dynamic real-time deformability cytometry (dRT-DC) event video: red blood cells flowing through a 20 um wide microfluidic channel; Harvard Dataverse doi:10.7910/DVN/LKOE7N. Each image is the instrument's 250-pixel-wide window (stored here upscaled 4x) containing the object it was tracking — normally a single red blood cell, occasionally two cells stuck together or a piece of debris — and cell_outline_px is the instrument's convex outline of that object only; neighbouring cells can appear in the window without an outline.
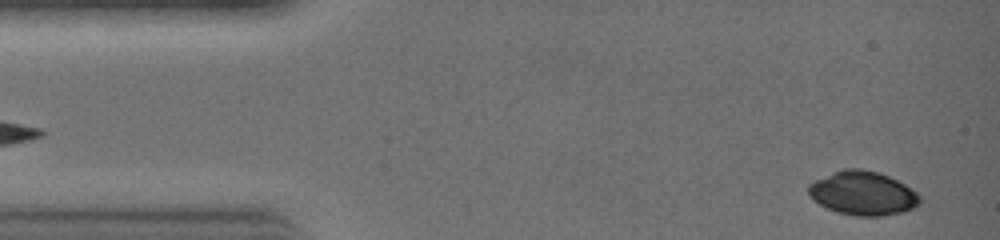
{"species": "common noctule bat (a hibernating species)", "species_latin": "Nyctalus noctula", "temperature_condition": "warm", "stored_images_in_passage": 26, "camera_frame_rate_fps": 3000, "um_per_image_px": 0.085, "animal": {"sex": "female", "body_mass_g": 19.0, "forearm_length_mm": 51.5}, "frame": {"image": 1, "passage_image": 1, "time_ms": 0.0, "image_size_px": [1000, 240], "cell_outline_px": [[920, 204], [904, 212], [884, 216], [856, 216], [836, 212], [812, 200], [808, 196], [808, 184], [832, 172], [844, 168], [860, 168], [876, 172], [888, 176], [904, 184], [916, 192], [920, 196]], "centroid_in_image_um": [73.32, 16.43], "position_along_channel_um": 11.7, "area_um2": 28.55}}
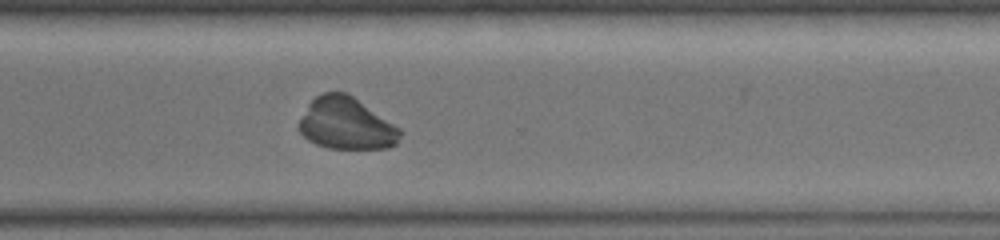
{"frame": {"image": 2, "passage_image": 21, "time_ms": 6.667, "image_size_px": [1000, 240], "cell_outline_px": [[400, 136], [396, 144], [388, 148], [328, 148], [316, 144], [308, 140], [300, 132], [296, 124], [308, 104], [316, 96], [324, 92], [348, 92], [400, 128]], "centroid_in_image_um": [29.4, 10.49], "position_along_channel_um": 341.2, "area_um2": 30.69}}
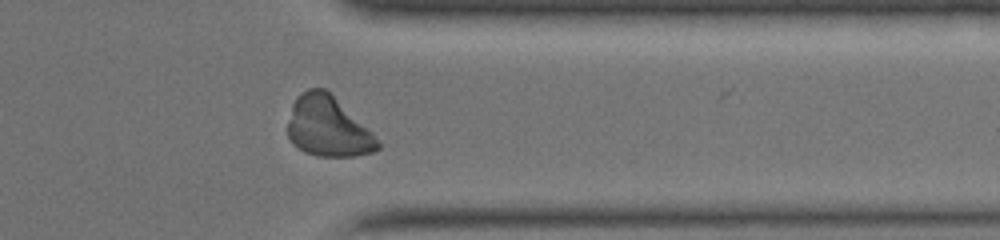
{"frame": {"image": 3, "passage_image": 23, "time_ms": 7.333, "image_size_px": [1000, 240], "cell_outline_px": [[380, 148], [372, 152], [356, 156], [316, 156], [304, 152], [292, 144], [288, 136], [288, 124], [292, 104], [296, 96], [300, 92], [308, 88], [324, 88], [372, 132], [380, 144]], "centroid_in_image_um": [27.84, 10.78], "position_along_channel_um": 383.6, "area_um2": 31.39}}